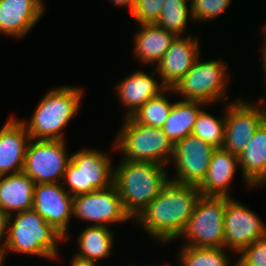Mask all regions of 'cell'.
Instances as JSON below:
<instances>
[{
	"mask_svg": "<svg viewBox=\"0 0 266 266\" xmlns=\"http://www.w3.org/2000/svg\"><path fill=\"white\" fill-rule=\"evenodd\" d=\"M231 0H194L190 5L192 20L208 21L221 15L230 5Z\"/></svg>",
	"mask_w": 266,
	"mask_h": 266,
	"instance_id": "f1b7e54d",
	"label": "cell"
},
{
	"mask_svg": "<svg viewBox=\"0 0 266 266\" xmlns=\"http://www.w3.org/2000/svg\"><path fill=\"white\" fill-rule=\"evenodd\" d=\"M225 115L215 118L201 110L196 118L192 133L214 148H222L225 136Z\"/></svg>",
	"mask_w": 266,
	"mask_h": 266,
	"instance_id": "83f0119b",
	"label": "cell"
},
{
	"mask_svg": "<svg viewBox=\"0 0 266 266\" xmlns=\"http://www.w3.org/2000/svg\"><path fill=\"white\" fill-rule=\"evenodd\" d=\"M70 266H98L96 261L83 259L74 255L73 260L70 262Z\"/></svg>",
	"mask_w": 266,
	"mask_h": 266,
	"instance_id": "d6a6232c",
	"label": "cell"
},
{
	"mask_svg": "<svg viewBox=\"0 0 266 266\" xmlns=\"http://www.w3.org/2000/svg\"><path fill=\"white\" fill-rule=\"evenodd\" d=\"M81 88L60 86L51 89L34 110L31 120L22 121L31 139L64 140L63 129L79 111Z\"/></svg>",
	"mask_w": 266,
	"mask_h": 266,
	"instance_id": "3957f363",
	"label": "cell"
},
{
	"mask_svg": "<svg viewBox=\"0 0 266 266\" xmlns=\"http://www.w3.org/2000/svg\"><path fill=\"white\" fill-rule=\"evenodd\" d=\"M8 219L9 216L0 208V252H3V248L7 239ZM4 237L5 240L3 241L2 239Z\"/></svg>",
	"mask_w": 266,
	"mask_h": 266,
	"instance_id": "1f68e13d",
	"label": "cell"
},
{
	"mask_svg": "<svg viewBox=\"0 0 266 266\" xmlns=\"http://www.w3.org/2000/svg\"><path fill=\"white\" fill-rule=\"evenodd\" d=\"M201 195L196 185L169 180L156 198L133 220L142 224L152 238L164 243L172 241L184 230Z\"/></svg>",
	"mask_w": 266,
	"mask_h": 266,
	"instance_id": "6da1fadb",
	"label": "cell"
},
{
	"mask_svg": "<svg viewBox=\"0 0 266 266\" xmlns=\"http://www.w3.org/2000/svg\"><path fill=\"white\" fill-rule=\"evenodd\" d=\"M72 216L93 222L91 226H108L132 219L125 211L122 200L114 185L73 197Z\"/></svg>",
	"mask_w": 266,
	"mask_h": 266,
	"instance_id": "30bf717a",
	"label": "cell"
},
{
	"mask_svg": "<svg viewBox=\"0 0 266 266\" xmlns=\"http://www.w3.org/2000/svg\"><path fill=\"white\" fill-rule=\"evenodd\" d=\"M206 104L200 101L182 100L173 103L168 118L162 126L164 134L175 145L192 133L196 118Z\"/></svg>",
	"mask_w": 266,
	"mask_h": 266,
	"instance_id": "603a6c76",
	"label": "cell"
},
{
	"mask_svg": "<svg viewBox=\"0 0 266 266\" xmlns=\"http://www.w3.org/2000/svg\"><path fill=\"white\" fill-rule=\"evenodd\" d=\"M179 256L181 266H230L224 248L184 245L180 250ZM232 266H236V263Z\"/></svg>",
	"mask_w": 266,
	"mask_h": 266,
	"instance_id": "484cf974",
	"label": "cell"
},
{
	"mask_svg": "<svg viewBox=\"0 0 266 266\" xmlns=\"http://www.w3.org/2000/svg\"><path fill=\"white\" fill-rule=\"evenodd\" d=\"M110 157L103 151L83 149L71 156L64 173V186L71 196L104 190L113 185L114 168ZM73 193V194H72Z\"/></svg>",
	"mask_w": 266,
	"mask_h": 266,
	"instance_id": "8992f818",
	"label": "cell"
},
{
	"mask_svg": "<svg viewBox=\"0 0 266 266\" xmlns=\"http://www.w3.org/2000/svg\"><path fill=\"white\" fill-rule=\"evenodd\" d=\"M168 181L165 166L153 162L121 159L114 169L113 185L132 219L156 198Z\"/></svg>",
	"mask_w": 266,
	"mask_h": 266,
	"instance_id": "7a4b0ae2",
	"label": "cell"
},
{
	"mask_svg": "<svg viewBox=\"0 0 266 266\" xmlns=\"http://www.w3.org/2000/svg\"><path fill=\"white\" fill-rule=\"evenodd\" d=\"M226 196H203L179 235L186 246L224 248V215Z\"/></svg>",
	"mask_w": 266,
	"mask_h": 266,
	"instance_id": "52a82bcc",
	"label": "cell"
},
{
	"mask_svg": "<svg viewBox=\"0 0 266 266\" xmlns=\"http://www.w3.org/2000/svg\"><path fill=\"white\" fill-rule=\"evenodd\" d=\"M239 166L238 155L232 154L223 148H216L212 154L208 173L198 186L203 196L230 197L228 190Z\"/></svg>",
	"mask_w": 266,
	"mask_h": 266,
	"instance_id": "d6986e66",
	"label": "cell"
},
{
	"mask_svg": "<svg viewBox=\"0 0 266 266\" xmlns=\"http://www.w3.org/2000/svg\"><path fill=\"white\" fill-rule=\"evenodd\" d=\"M4 259H3V254L2 252H0V266H3V263H4Z\"/></svg>",
	"mask_w": 266,
	"mask_h": 266,
	"instance_id": "8d00e7d4",
	"label": "cell"
},
{
	"mask_svg": "<svg viewBox=\"0 0 266 266\" xmlns=\"http://www.w3.org/2000/svg\"><path fill=\"white\" fill-rule=\"evenodd\" d=\"M167 88L159 96L145 102L132 118L143 125L162 128L172 109L173 104L165 96Z\"/></svg>",
	"mask_w": 266,
	"mask_h": 266,
	"instance_id": "4316f807",
	"label": "cell"
},
{
	"mask_svg": "<svg viewBox=\"0 0 266 266\" xmlns=\"http://www.w3.org/2000/svg\"><path fill=\"white\" fill-rule=\"evenodd\" d=\"M112 233L108 226L87 225L77 239L80 251L75 256L96 262L109 257L113 247Z\"/></svg>",
	"mask_w": 266,
	"mask_h": 266,
	"instance_id": "cb8c5ba5",
	"label": "cell"
},
{
	"mask_svg": "<svg viewBox=\"0 0 266 266\" xmlns=\"http://www.w3.org/2000/svg\"><path fill=\"white\" fill-rule=\"evenodd\" d=\"M65 146V140L31 139L26 149L23 172L35 184L63 181L71 161Z\"/></svg>",
	"mask_w": 266,
	"mask_h": 266,
	"instance_id": "9c48e42d",
	"label": "cell"
},
{
	"mask_svg": "<svg viewBox=\"0 0 266 266\" xmlns=\"http://www.w3.org/2000/svg\"><path fill=\"white\" fill-rule=\"evenodd\" d=\"M155 75V72L148 74L138 70L117 84L118 97L128 109L124 118L132 117L145 102L167 89L161 81L155 80Z\"/></svg>",
	"mask_w": 266,
	"mask_h": 266,
	"instance_id": "ac0fdd59",
	"label": "cell"
},
{
	"mask_svg": "<svg viewBox=\"0 0 266 266\" xmlns=\"http://www.w3.org/2000/svg\"><path fill=\"white\" fill-rule=\"evenodd\" d=\"M42 0H0V33L21 38L44 14Z\"/></svg>",
	"mask_w": 266,
	"mask_h": 266,
	"instance_id": "e0dca14e",
	"label": "cell"
},
{
	"mask_svg": "<svg viewBox=\"0 0 266 266\" xmlns=\"http://www.w3.org/2000/svg\"><path fill=\"white\" fill-rule=\"evenodd\" d=\"M266 237V225L251 209L227 197L224 215V248L240 253L258 239Z\"/></svg>",
	"mask_w": 266,
	"mask_h": 266,
	"instance_id": "4fadbf2b",
	"label": "cell"
},
{
	"mask_svg": "<svg viewBox=\"0 0 266 266\" xmlns=\"http://www.w3.org/2000/svg\"><path fill=\"white\" fill-rule=\"evenodd\" d=\"M112 147L120 150L124 160L166 165L174 154V145L159 127H150L124 118ZM169 159V160H168Z\"/></svg>",
	"mask_w": 266,
	"mask_h": 266,
	"instance_id": "5b68a950",
	"label": "cell"
},
{
	"mask_svg": "<svg viewBox=\"0 0 266 266\" xmlns=\"http://www.w3.org/2000/svg\"><path fill=\"white\" fill-rule=\"evenodd\" d=\"M198 43L199 40L191 35L176 37L171 43L156 66V72L167 88H174L200 56Z\"/></svg>",
	"mask_w": 266,
	"mask_h": 266,
	"instance_id": "9a60e30c",
	"label": "cell"
},
{
	"mask_svg": "<svg viewBox=\"0 0 266 266\" xmlns=\"http://www.w3.org/2000/svg\"><path fill=\"white\" fill-rule=\"evenodd\" d=\"M33 209L59 232L65 241L69 239L67 230L69 219L72 217L73 196L63 184H35Z\"/></svg>",
	"mask_w": 266,
	"mask_h": 266,
	"instance_id": "5bb4252c",
	"label": "cell"
},
{
	"mask_svg": "<svg viewBox=\"0 0 266 266\" xmlns=\"http://www.w3.org/2000/svg\"><path fill=\"white\" fill-rule=\"evenodd\" d=\"M265 41H264V43H263V45L264 46H262L263 48H262V62H263V69H264V73H265V82H266V38L264 39Z\"/></svg>",
	"mask_w": 266,
	"mask_h": 266,
	"instance_id": "e575fe53",
	"label": "cell"
},
{
	"mask_svg": "<svg viewBox=\"0 0 266 266\" xmlns=\"http://www.w3.org/2000/svg\"><path fill=\"white\" fill-rule=\"evenodd\" d=\"M263 33H264V35L266 36V26H264V28H263ZM266 38V37H265Z\"/></svg>",
	"mask_w": 266,
	"mask_h": 266,
	"instance_id": "74e56055",
	"label": "cell"
},
{
	"mask_svg": "<svg viewBox=\"0 0 266 266\" xmlns=\"http://www.w3.org/2000/svg\"><path fill=\"white\" fill-rule=\"evenodd\" d=\"M31 140L22 119L10 118L0 129V176L23 171Z\"/></svg>",
	"mask_w": 266,
	"mask_h": 266,
	"instance_id": "2e32d148",
	"label": "cell"
},
{
	"mask_svg": "<svg viewBox=\"0 0 266 266\" xmlns=\"http://www.w3.org/2000/svg\"><path fill=\"white\" fill-rule=\"evenodd\" d=\"M199 59L200 56L170 92L179 93L183 100L200 101L206 105L225 99L229 82L227 64L215 59L203 62Z\"/></svg>",
	"mask_w": 266,
	"mask_h": 266,
	"instance_id": "ba28073f",
	"label": "cell"
},
{
	"mask_svg": "<svg viewBox=\"0 0 266 266\" xmlns=\"http://www.w3.org/2000/svg\"><path fill=\"white\" fill-rule=\"evenodd\" d=\"M225 136L222 148L240 155L255 131L265 121L263 105L255 106L241 99L230 102L226 106Z\"/></svg>",
	"mask_w": 266,
	"mask_h": 266,
	"instance_id": "7c38bea8",
	"label": "cell"
},
{
	"mask_svg": "<svg viewBox=\"0 0 266 266\" xmlns=\"http://www.w3.org/2000/svg\"><path fill=\"white\" fill-rule=\"evenodd\" d=\"M239 254L236 266H266V237L254 241Z\"/></svg>",
	"mask_w": 266,
	"mask_h": 266,
	"instance_id": "4dcf8cb0",
	"label": "cell"
},
{
	"mask_svg": "<svg viewBox=\"0 0 266 266\" xmlns=\"http://www.w3.org/2000/svg\"><path fill=\"white\" fill-rule=\"evenodd\" d=\"M216 148L190 134L174 145L173 164L176 175L169 179L178 184L199 186L205 179Z\"/></svg>",
	"mask_w": 266,
	"mask_h": 266,
	"instance_id": "8fae6325",
	"label": "cell"
},
{
	"mask_svg": "<svg viewBox=\"0 0 266 266\" xmlns=\"http://www.w3.org/2000/svg\"><path fill=\"white\" fill-rule=\"evenodd\" d=\"M62 240L64 242L65 238L34 209L17 212L8 219L3 259H6L7 251L56 259L57 242Z\"/></svg>",
	"mask_w": 266,
	"mask_h": 266,
	"instance_id": "277c9868",
	"label": "cell"
},
{
	"mask_svg": "<svg viewBox=\"0 0 266 266\" xmlns=\"http://www.w3.org/2000/svg\"><path fill=\"white\" fill-rule=\"evenodd\" d=\"M134 37V54L142 64H158L176 36L157 24H141Z\"/></svg>",
	"mask_w": 266,
	"mask_h": 266,
	"instance_id": "7402d4cb",
	"label": "cell"
},
{
	"mask_svg": "<svg viewBox=\"0 0 266 266\" xmlns=\"http://www.w3.org/2000/svg\"><path fill=\"white\" fill-rule=\"evenodd\" d=\"M34 187L35 182L23 171L0 176V208L8 216L33 209Z\"/></svg>",
	"mask_w": 266,
	"mask_h": 266,
	"instance_id": "44dd1931",
	"label": "cell"
},
{
	"mask_svg": "<svg viewBox=\"0 0 266 266\" xmlns=\"http://www.w3.org/2000/svg\"><path fill=\"white\" fill-rule=\"evenodd\" d=\"M188 17L192 20L191 8L185 0H165L155 24L180 37L188 24Z\"/></svg>",
	"mask_w": 266,
	"mask_h": 266,
	"instance_id": "d4e9b609",
	"label": "cell"
},
{
	"mask_svg": "<svg viewBox=\"0 0 266 266\" xmlns=\"http://www.w3.org/2000/svg\"><path fill=\"white\" fill-rule=\"evenodd\" d=\"M114 5L116 6H123L130 9V12L132 13V10L135 5V0H111Z\"/></svg>",
	"mask_w": 266,
	"mask_h": 266,
	"instance_id": "836d02e7",
	"label": "cell"
},
{
	"mask_svg": "<svg viewBox=\"0 0 266 266\" xmlns=\"http://www.w3.org/2000/svg\"><path fill=\"white\" fill-rule=\"evenodd\" d=\"M238 157L247 186H263L266 183V121L255 131Z\"/></svg>",
	"mask_w": 266,
	"mask_h": 266,
	"instance_id": "ffe728a7",
	"label": "cell"
},
{
	"mask_svg": "<svg viewBox=\"0 0 266 266\" xmlns=\"http://www.w3.org/2000/svg\"><path fill=\"white\" fill-rule=\"evenodd\" d=\"M165 0H135L131 16L137 24H154L157 22Z\"/></svg>",
	"mask_w": 266,
	"mask_h": 266,
	"instance_id": "f546056e",
	"label": "cell"
},
{
	"mask_svg": "<svg viewBox=\"0 0 266 266\" xmlns=\"http://www.w3.org/2000/svg\"><path fill=\"white\" fill-rule=\"evenodd\" d=\"M258 101H259V103H258ZM258 101H257V104L263 105V107H264V110H265V121H266V103H264L265 99L262 98V99H260Z\"/></svg>",
	"mask_w": 266,
	"mask_h": 266,
	"instance_id": "d590c367",
	"label": "cell"
}]
</instances>
